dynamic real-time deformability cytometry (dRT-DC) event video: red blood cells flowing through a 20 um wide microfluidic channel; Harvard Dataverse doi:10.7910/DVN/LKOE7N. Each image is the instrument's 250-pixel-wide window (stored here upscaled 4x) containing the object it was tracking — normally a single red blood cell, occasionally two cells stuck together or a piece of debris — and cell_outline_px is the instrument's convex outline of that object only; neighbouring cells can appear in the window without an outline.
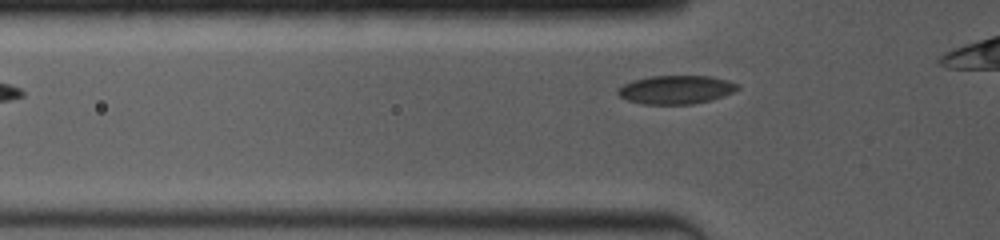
{"species": "common noctule bat (a hibernating species)", "species_latin": "Nyctalus noctula", "temperature_condition": "room temperature", "stored_images_in_passage": 4, "camera_frame_rate_fps": 4000, "um_per_image_px": 0.085, "animal": {"sex": "female", "body_mass_g": 19.0, "forearm_length_mm": 53.3}, "frame": {"image": 1, "passage_image": 4, "time_ms": 2.0, "image_size_px": [1000, 240], "cell_outline_px": [[740, 88], [724, 96], [712, 100], [692, 104], [640, 104], [628, 100], [620, 96], [616, 92], [616, 88], [632, 80], [648, 76], [712, 76], [728, 80], [740, 84]], "centroid_in_image_um": [57.46, 7.62], "position_along_channel_um": 68.3, "area_um2": 20.17}}